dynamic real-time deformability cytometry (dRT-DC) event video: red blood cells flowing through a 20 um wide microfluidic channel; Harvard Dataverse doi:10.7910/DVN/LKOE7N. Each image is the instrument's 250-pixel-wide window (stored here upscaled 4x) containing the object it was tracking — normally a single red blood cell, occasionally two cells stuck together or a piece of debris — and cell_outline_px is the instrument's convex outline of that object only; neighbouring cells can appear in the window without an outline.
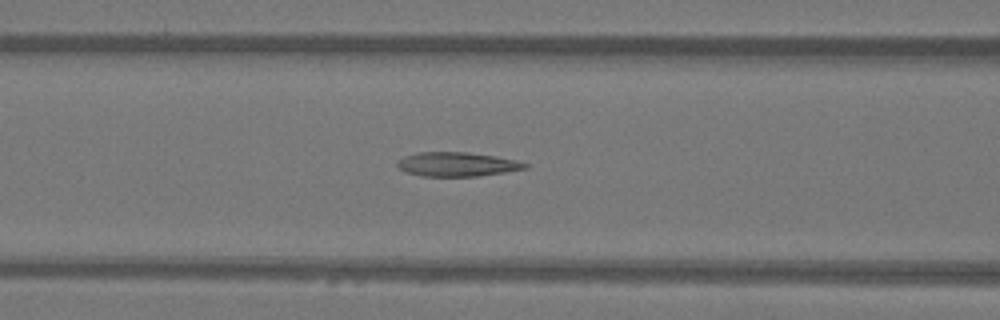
{"species": "Egyptian fruit bat (a non-hibernating species)", "species_latin": "Rousettus aegyptiacus", "temperature_condition": "warm", "stored_images_in_passage": 50, "camera_frame_rate_fps": 3000, "um_per_image_px": 0.085, "animal": {"sex": "female"}, "frame": {"image": 1, "passage_image": 20, "time_ms": 6.333, "image_size_px": [1000, 320], "cell_outline_px": [[528, 168], [504, 172], [476, 176], [420, 176], [404, 172], [396, 164], [404, 156], [416, 152], [468, 152], [496, 156], [516, 160], [528, 164]], "centroid_in_image_um": [38.83, 13.96], "position_along_channel_um": 127.8, "area_um2": 17.98}}
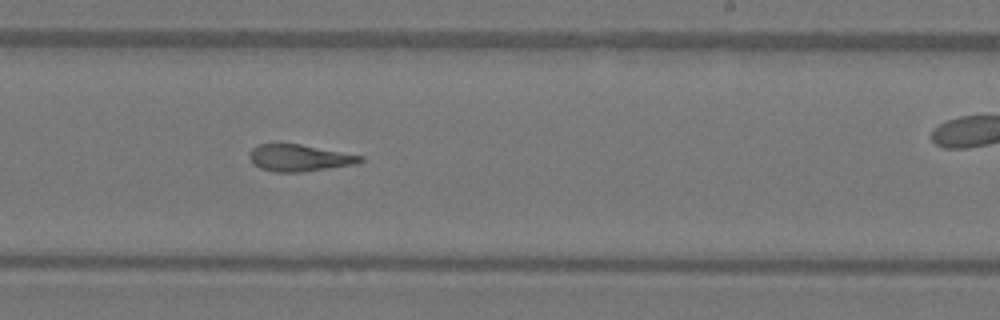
{"frame": {"image": 2, "passage_image": 30, "time_ms": 9.667, "image_size_px": [1000, 320], "cell_outline_px": [[364, 160], [356, 164], [304, 172], [272, 172], [260, 168], [252, 164], [248, 156], [248, 152], [256, 144], [300, 144], [364, 156]], "centroid_in_image_um": [25.4, 13.43], "position_along_channel_um": 263.6, "area_um2": 17.51}}
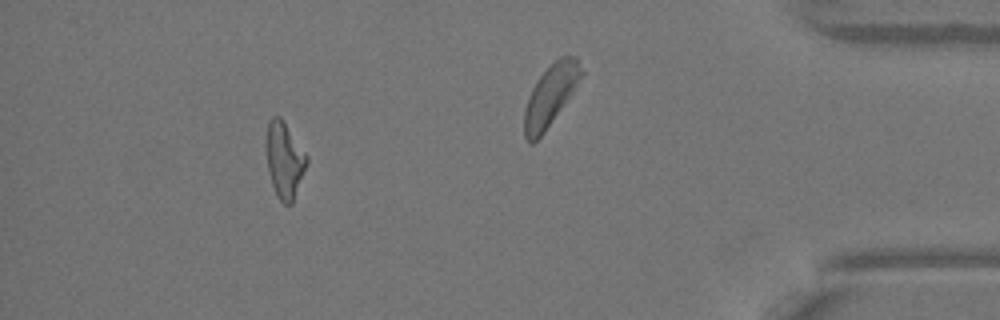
{"frame": {"image": 3, "passage_image": 45, "time_ms": 14.667, "image_size_px": [1000, 320], "cell_outline_px": [[308, 160], [292, 204], [284, 204], [276, 196], [272, 184], [268, 168], [264, 144], [264, 140], [268, 120], [272, 116], [280, 116], [308, 156]], "centroid_in_image_um": [24.14, 13.56], "position_along_channel_um": 411.1, "area_um2": 18.09}, "authors_computed_cell_mechanics": {"area_um2": 18.2648, "velocity_mm_per_s": 4.0914, "shape_relaxation_time_tau1_ms": null, "shape_relaxation_time_tau2_ms": 3.5161, "deformation_change_tau1": null, "deformation_change_tau2": 0.1253}}